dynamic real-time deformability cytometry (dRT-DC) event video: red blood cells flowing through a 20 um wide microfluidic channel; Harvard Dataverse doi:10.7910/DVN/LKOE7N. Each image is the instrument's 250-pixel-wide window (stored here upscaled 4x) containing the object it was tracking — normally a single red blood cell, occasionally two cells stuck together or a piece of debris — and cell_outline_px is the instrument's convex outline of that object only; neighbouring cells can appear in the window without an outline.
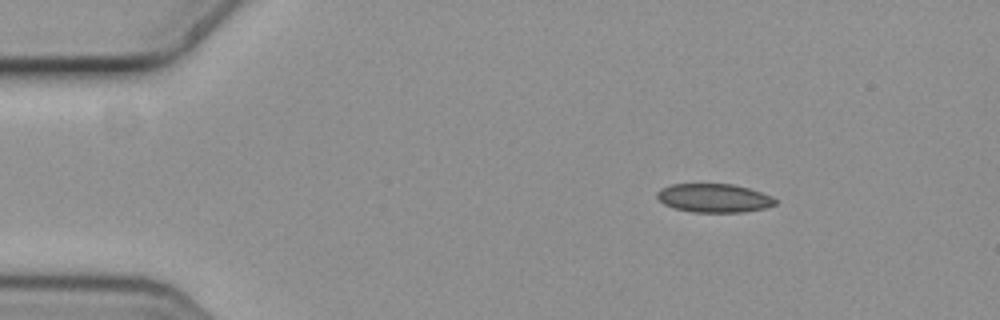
{"species": "common noctule bat (a hibernating species)", "species_latin": "Nyctalus noctula", "temperature_condition": "cold", "stored_images_in_passage": 3, "camera_frame_rate_fps": 3000, "um_per_image_px": 0.085, "animal": {"sex": "female", "body_mass_g": 19.3, "forearm_length_mm": 54.1}, "frame": {"image": 1, "passage_image": 1, "time_ms": 0.0, "image_size_px": [1000, 320], "cell_outline_px": [[776, 204], [764, 208], [744, 212], [692, 212], [672, 208], [664, 204], [656, 196], [656, 192], [660, 188], [672, 184], [732, 184], [748, 188], [772, 196], [776, 200]], "centroid_in_image_um": [60.65, 16.83], "position_along_channel_um": 24.3, "area_um2": 19.77}}